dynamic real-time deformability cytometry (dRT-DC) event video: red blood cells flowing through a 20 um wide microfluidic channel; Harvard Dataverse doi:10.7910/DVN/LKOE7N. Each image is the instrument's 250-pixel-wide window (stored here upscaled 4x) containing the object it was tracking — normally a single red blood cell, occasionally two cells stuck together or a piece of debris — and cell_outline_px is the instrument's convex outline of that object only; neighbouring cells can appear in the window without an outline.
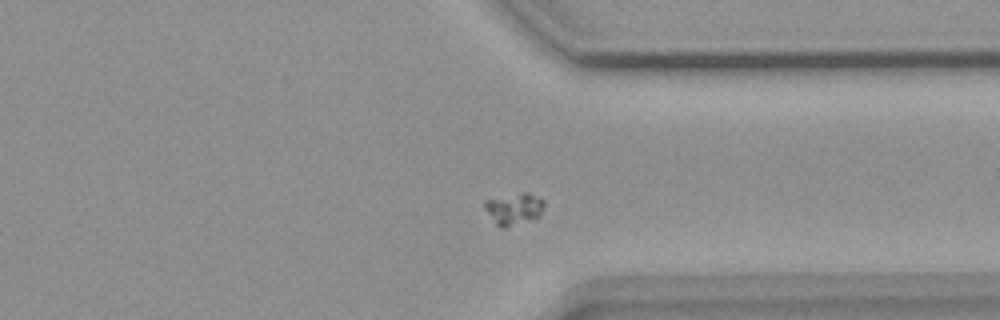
{"species": "common noctule bat (a hibernating species)", "species_latin": "Nyctalus noctula", "temperature_condition": "warm", "stored_images_in_passage": 48, "camera_frame_rate_fps": 3000, "um_per_image_px": 0.085, "animal": {"sex": "female", "body_mass_g": 18.4}, "frame": {"image": 1, "passage_image": 35, "time_ms": 11.333, "image_size_px": [1000, 320], "cell_outline_px": [[544, 204], [540, 216], [504, 228], [500, 228], [496, 224], [484, 208], [484, 200], [520, 192], [528, 192], [540, 196], [544, 200]], "centroid_in_image_um": [43.7, 17.72], "position_along_channel_um": 367.7, "area_um2": 11.04}}
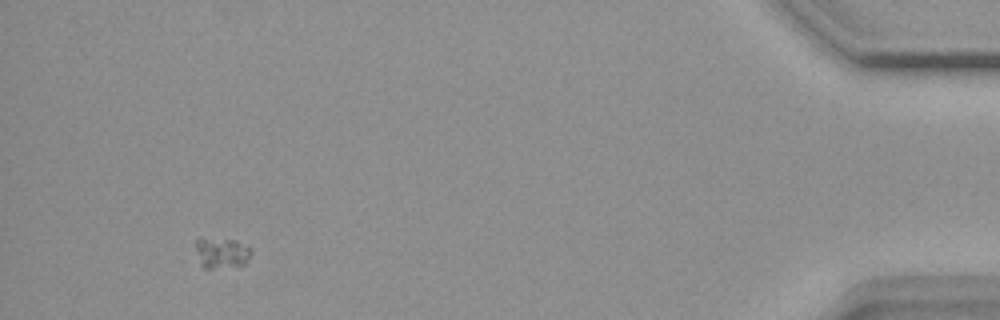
{"frame": {"image": 2, "passage_image": 45, "time_ms": 14.667, "image_size_px": [1000, 320], "cell_outline_px": [[252, 252], [248, 260], [244, 264], [212, 268], [204, 268], [200, 264], [196, 248], [196, 240], [200, 236], [236, 240], [252, 248]], "centroid_in_image_um": [18.83, 21.44], "position_along_channel_um": 416.4, "area_um2": 10.06}}